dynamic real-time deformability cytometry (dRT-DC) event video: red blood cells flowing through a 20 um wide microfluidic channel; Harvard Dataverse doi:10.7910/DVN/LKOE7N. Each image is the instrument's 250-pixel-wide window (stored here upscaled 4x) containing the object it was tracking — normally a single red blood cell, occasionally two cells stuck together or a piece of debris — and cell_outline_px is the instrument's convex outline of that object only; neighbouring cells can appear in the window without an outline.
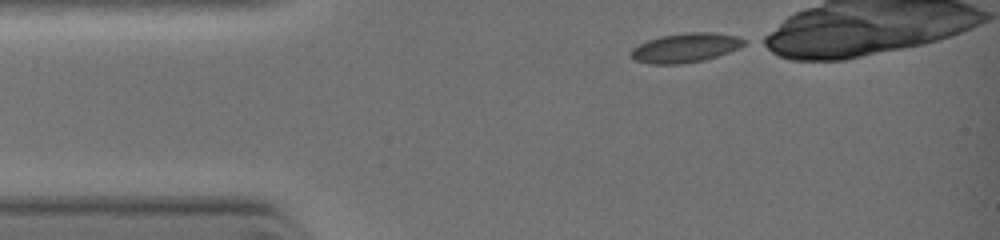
{"species": "common noctule bat (a hibernating species)", "species_latin": "Nyctalus noctula", "temperature_condition": "warm", "stored_images_in_passage": 13, "camera_frame_rate_fps": 3000, "um_per_image_px": 0.085, "animal": {"sex": "female", "body_mass_g": 19.0, "forearm_length_mm": 51.5}, "frame": {"image": 1, "passage_image": 1, "time_ms": 0.0, "image_size_px": [1000, 240], "cell_outline_px": [[748, 44], [740, 48], [704, 60], [680, 64], [648, 64], [632, 60], [628, 56], [628, 52], [632, 48], [648, 40], [660, 36], [688, 32], [712, 32], [736, 36], [748, 40]], "centroid_in_image_um": [58.24, 4.07], "position_along_channel_um": 26.8, "area_um2": 19.65}}
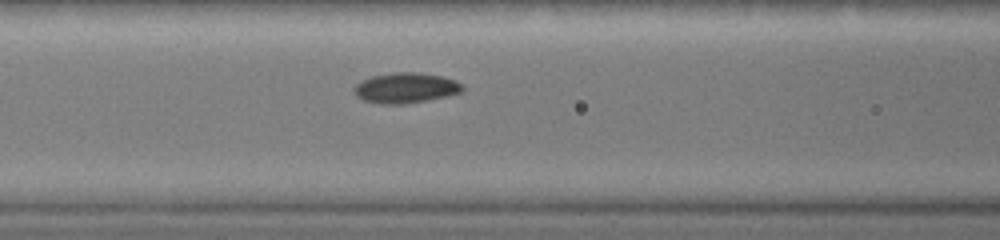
{"frame": {"image": 2, "passage_image": 9, "time_ms": 2.667, "image_size_px": [1000, 240], "cell_outline_px": [[464, 88], [460, 92], [448, 96], [428, 100], [404, 104], [380, 104], [364, 100], [356, 96], [352, 88], [356, 84], [372, 76], [392, 72], [416, 72], [444, 76], [456, 80], [464, 84]], "centroid_in_image_um": [34.51, 7.47], "position_along_channel_um": 132.1, "area_um2": 19.36}}
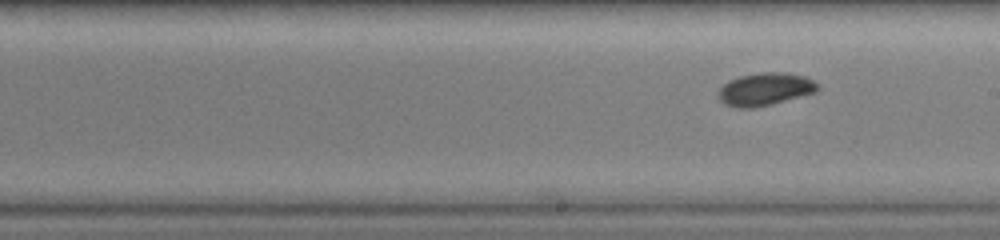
{"frame": {"image": 3, "passage_image": 13, "time_ms": 4.333, "image_size_px": [1000, 240], "cell_outline_px": [[820, 88], [816, 92], [772, 104], [752, 108], [740, 108], [724, 104], [716, 96], [716, 92], [728, 80], [740, 76], [760, 72], [784, 72], [804, 76], [820, 84]], "centroid_in_image_um": [65.01, 7.58], "position_along_channel_um": 224.0, "area_um2": 19.13}}